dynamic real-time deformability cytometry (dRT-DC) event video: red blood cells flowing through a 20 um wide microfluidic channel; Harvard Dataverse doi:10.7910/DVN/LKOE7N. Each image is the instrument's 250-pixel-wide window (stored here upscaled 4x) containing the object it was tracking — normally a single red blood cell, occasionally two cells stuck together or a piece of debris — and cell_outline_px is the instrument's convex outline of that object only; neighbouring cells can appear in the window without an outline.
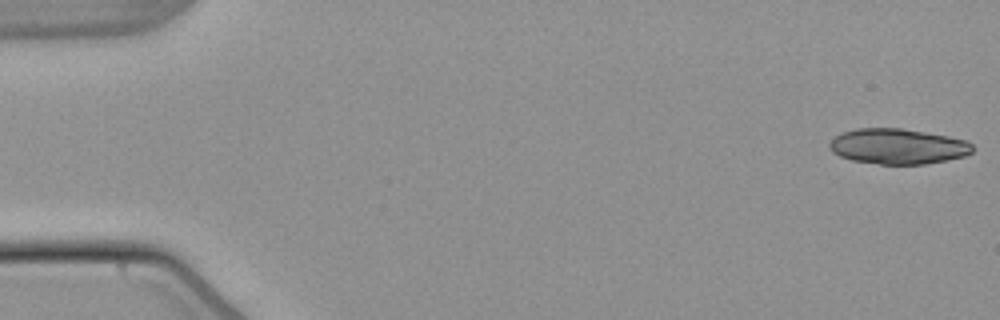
{"species": "common noctule bat (a hibernating species)", "species_latin": "Nyctalus noctula", "temperature_condition": "warm", "stored_images_in_passage": 19, "camera_frame_rate_fps": 3000, "um_per_image_px": 0.085, "animal": {"sex": "male", "body_mass_g": 21.5, "forearm_length_mm": 52.0}, "frame": {"image": 1, "passage_image": 1, "time_ms": 0.0, "image_size_px": [1000, 320], "cell_outline_px": [[972, 152], [964, 156], [924, 164], [880, 164], [852, 160], [840, 156], [832, 152], [828, 144], [836, 136], [844, 132], [856, 128], [900, 128], [948, 136], [964, 140], [972, 144]], "centroid_in_image_um": [76.29, 12.44], "position_along_channel_um": 8.7, "area_um2": 29.19}}